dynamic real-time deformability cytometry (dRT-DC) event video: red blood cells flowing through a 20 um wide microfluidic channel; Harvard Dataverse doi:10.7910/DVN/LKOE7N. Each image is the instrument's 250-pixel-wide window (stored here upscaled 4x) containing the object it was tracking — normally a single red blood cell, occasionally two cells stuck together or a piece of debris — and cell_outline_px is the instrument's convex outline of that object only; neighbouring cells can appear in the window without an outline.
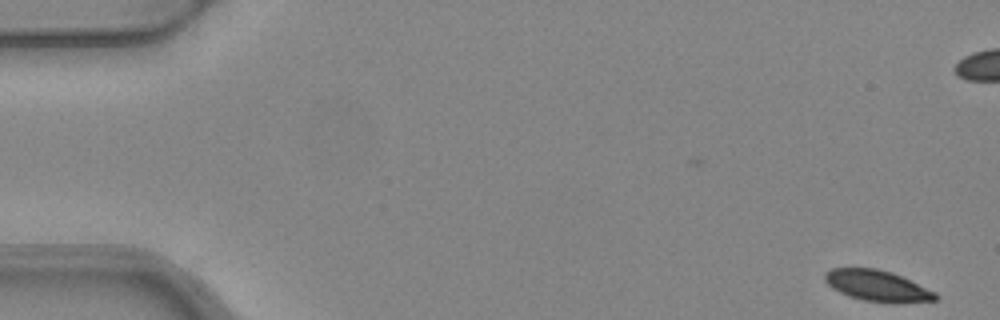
{"species": "common noctule bat (a hibernating species)", "species_latin": "Nyctalus noctula", "temperature_condition": "warm", "stored_images_in_passage": 6, "camera_frame_rate_fps": 3000, "um_per_image_px": 0.085, "animal": {"sex": "female", "body_mass_g": 24.6, "forearm_length_mm": 56.2}, "frame": {"image": 1, "passage_image": 1, "time_ms": 0.0, "image_size_px": [1000, 320], "cell_outline_px": [[940, 296], [936, 300], [896, 304], [892, 304], [864, 300], [848, 296], [832, 288], [824, 280], [824, 272], [832, 268], [876, 268], [892, 272], [936, 292]], "centroid_in_image_um": [74.59, 24.3], "position_along_channel_um": 10.4, "area_um2": 20.23}}
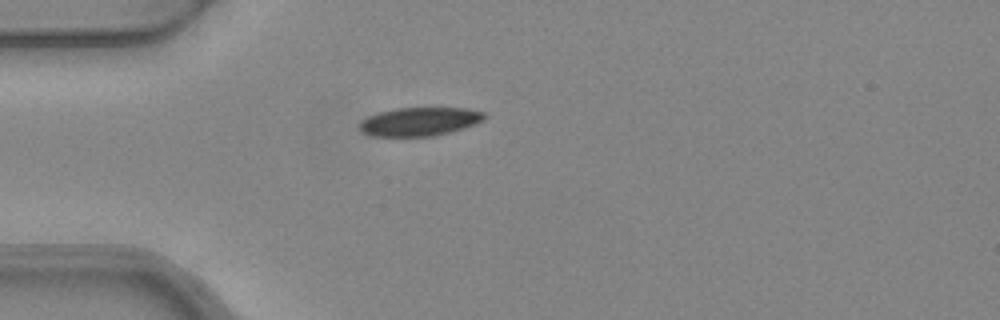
{"frame": {"image": 2, "passage_image": 6, "time_ms": 1.667, "image_size_px": [1000, 320], "cell_outline_px": [[488, 116], [484, 120], [476, 124], [464, 128], [436, 136], [372, 136], [360, 132], [360, 124], [368, 116], [380, 112], [396, 108], [468, 108], [484, 112]], "centroid_in_image_um": [35.72, 10.34], "position_along_channel_um": 49.3, "area_um2": 20.87}}